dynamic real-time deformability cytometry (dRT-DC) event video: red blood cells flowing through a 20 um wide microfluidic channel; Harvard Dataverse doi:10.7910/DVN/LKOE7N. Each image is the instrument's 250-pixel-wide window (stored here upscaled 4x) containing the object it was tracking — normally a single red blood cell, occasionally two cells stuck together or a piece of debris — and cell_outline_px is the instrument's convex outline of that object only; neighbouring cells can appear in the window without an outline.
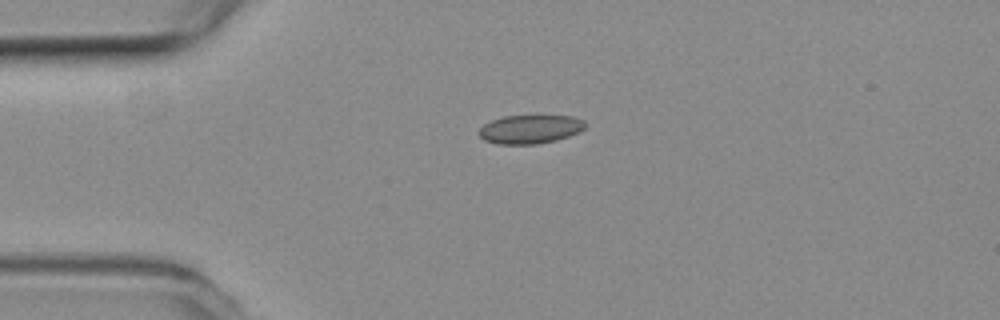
{"species": "common noctule bat (a hibernating species)", "species_latin": "Nyctalus noctula", "temperature_condition": "room temperature", "stored_images_in_passage": 4, "camera_frame_rate_fps": 3000, "um_per_image_px": 0.085, "animal": {"sex": "female", "body_mass_g": 19.3, "forearm_length_mm": 54.1}, "frame": {"image": 1, "passage_image": 1, "time_ms": 0.0, "image_size_px": [1000, 320], "cell_outline_px": [[584, 128], [580, 132], [556, 140], [536, 144], [496, 144], [484, 140], [476, 132], [484, 124], [492, 120], [504, 116], [572, 116], [584, 120]], "centroid_in_image_um": [45.03, 10.99], "position_along_channel_um": 40.0, "area_um2": 17.74}}